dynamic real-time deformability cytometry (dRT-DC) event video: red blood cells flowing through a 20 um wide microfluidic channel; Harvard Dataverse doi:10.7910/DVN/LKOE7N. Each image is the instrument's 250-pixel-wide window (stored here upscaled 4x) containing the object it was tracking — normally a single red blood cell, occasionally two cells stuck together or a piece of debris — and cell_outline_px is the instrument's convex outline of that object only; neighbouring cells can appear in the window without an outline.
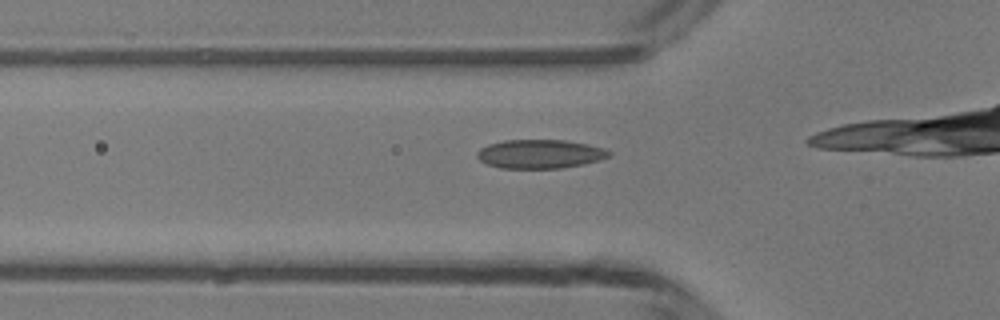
{"species": "common noctule bat (a hibernating species)", "species_latin": "Nyctalus noctula", "temperature_condition": "room temperature", "stored_images_in_passage": 7, "camera_frame_rate_fps": 3000, "um_per_image_px": 0.085, "animal": {"sex": "male", "body_mass_g": 13.3}, "frame": {"image": 1, "passage_image": 3, "time_ms": 0.667, "image_size_px": [1000, 320], "cell_outline_px": [[612, 156], [600, 160], [584, 164], [560, 168], [500, 168], [488, 164], [480, 160], [476, 156], [476, 152], [480, 148], [488, 144], [504, 140], [564, 140], [588, 144], [604, 148], [612, 152]], "centroid_in_image_um": [45.92, 13.08], "position_along_channel_um": 79.9, "area_um2": 22.31}}
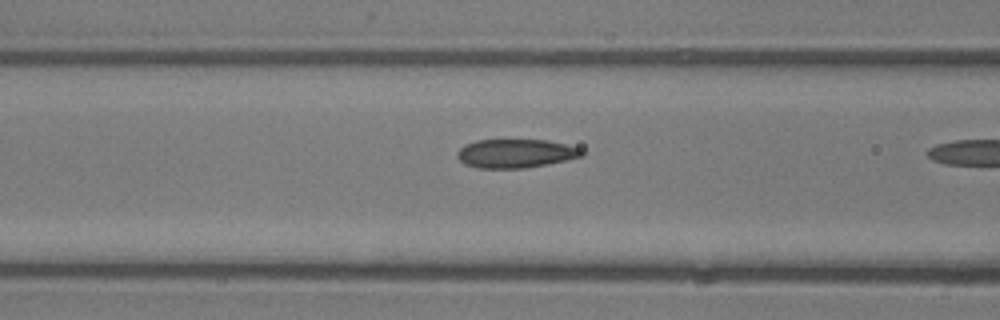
{"frame": {"image": 2, "passage_image": 6, "time_ms": 1.667, "image_size_px": [1000, 320], "cell_outline_px": [[584, 156], [568, 160], [548, 164], [524, 168], [476, 168], [464, 164], [456, 156], [456, 152], [464, 144], [476, 140], [548, 140], [580, 148], [584, 152]], "centroid_in_image_um": [43.81, 13.05], "position_along_channel_um": 122.8, "area_um2": 21.04}}